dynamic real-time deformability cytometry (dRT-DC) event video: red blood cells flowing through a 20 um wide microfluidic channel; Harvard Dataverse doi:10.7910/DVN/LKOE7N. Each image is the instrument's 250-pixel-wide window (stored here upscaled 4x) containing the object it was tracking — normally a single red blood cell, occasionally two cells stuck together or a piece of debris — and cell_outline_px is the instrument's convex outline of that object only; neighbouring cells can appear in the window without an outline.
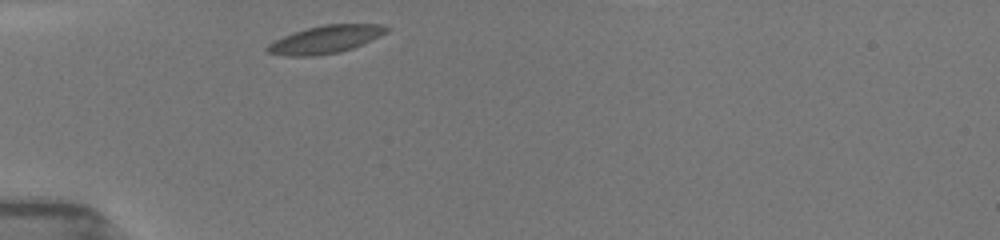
{"species": "common noctule bat (a hibernating species)", "species_latin": "Nyctalus noctula", "temperature_condition": "room temperature", "stored_images_in_passage": 6, "camera_frame_rate_fps": 3000, "um_per_image_px": 0.085, "animal": {"sex": "female", "body_mass_g": 19.5, "forearm_length_mm": 54.1}, "frame": {"image": 1, "passage_image": 1, "time_ms": 0.0, "image_size_px": [1000, 240], "cell_outline_px": [[392, 28], [388, 32], [372, 40], [352, 48], [340, 52], [312, 56], [288, 56], [268, 52], [264, 48], [268, 44], [284, 36], [308, 28], [324, 24], [384, 24]], "centroid_in_image_um": [27.73, 3.34], "position_along_channel_um": 57.3, "area_um2": 19.19}}
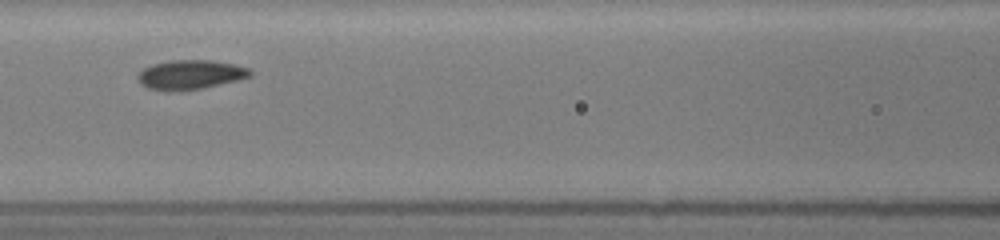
{"frame": {"image": 2, "passage_image": 4, "time_ms": 2.667, "image_size_px": [1000, 240], "cell_outline_px": [[252, 76], [204, 88], [172, 92], [168, 92], [148, 88], [140, 84], [136, 76], [144, 68], [152, 64], [172, 60], [212, 60], [232, 64], [248, 68], [252, 72]], "centroid_in_image_um": [16.14, 6.36], "position_along_channel_um": 150.5, "area_um2": 19.31}}
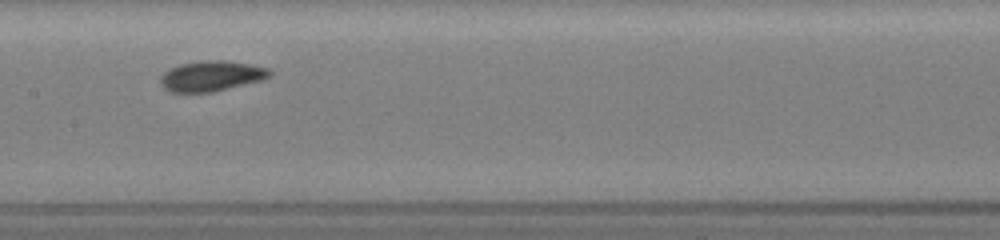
{"frame": {"image": 3, "passage_image": 5, "time_ms": 3.667, "image_size_px": [1000, 240], "cell_outline_px": [[272, 76], [260, 80], [212, 92], [172, 92], [164, 88], [160, 84], [160, 76], [164, 72], [180, 64], [200, 60], [224, 60], [252, 64], [268, 68], [272, 72]], "centroid_in_image_um": [17.97, 6.45], "position_along_channel_um": 189.4, "area_um2": 19.31}}